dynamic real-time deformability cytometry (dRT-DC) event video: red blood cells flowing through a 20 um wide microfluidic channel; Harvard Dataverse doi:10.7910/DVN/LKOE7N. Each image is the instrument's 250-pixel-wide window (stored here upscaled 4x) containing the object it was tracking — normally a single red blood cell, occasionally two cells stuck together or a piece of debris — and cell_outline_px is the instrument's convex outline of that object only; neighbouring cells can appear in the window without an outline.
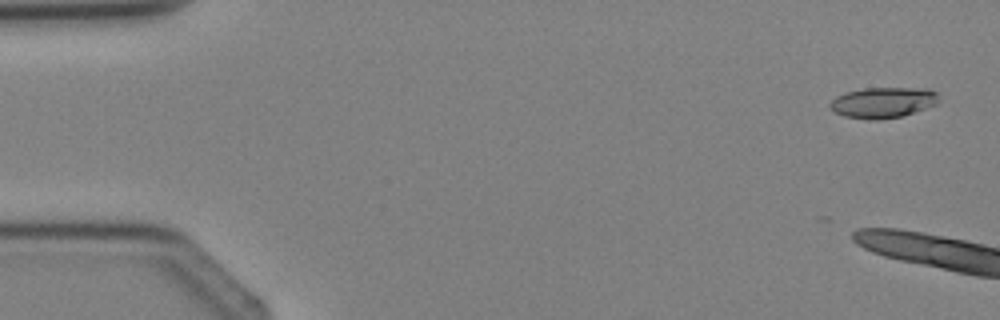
{"species": "Egyptian fruit bat (a non-hibernating species)", "species_latin": "Rousettus aegyptiacus", "temperature_condition": "cold", "stored_images_in_passage": 5, "camera_frame_rate_fps": 3000, "um_per_image_px": 0.085, "animal": {"sex": "female"}, "frame": {"image": 1, "passage_image": 1, "time_ms": 0.0, "image_size_px": [1000, 320], "cell_outline_px": [[940, 100], [936, 104], [900, 116], [876, 120], [868, 120], [844, 116], [828, 108], [828, 104], [836, 96], [844, 92], [864, 88], [928, 88], [936, 92]], "centroid_in_image_um": [75.01, 8.7], "position_along_channel_um": 10.0, "area_um2": 19.48}}